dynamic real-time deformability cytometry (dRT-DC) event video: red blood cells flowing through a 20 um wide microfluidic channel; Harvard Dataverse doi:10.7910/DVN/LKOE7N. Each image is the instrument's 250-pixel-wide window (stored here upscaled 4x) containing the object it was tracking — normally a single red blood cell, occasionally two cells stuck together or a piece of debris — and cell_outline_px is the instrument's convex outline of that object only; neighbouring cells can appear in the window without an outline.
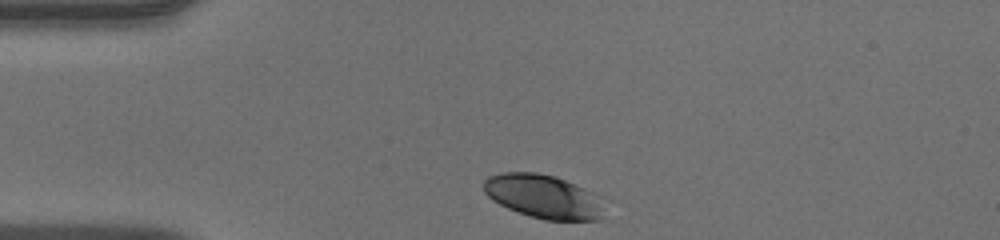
{"species": "human", "species_latin": "Homo sapiens", "temperature_condition": "warm", "stored_images_in_passage": 30, "camera_frame_rate_fps": 3000, "um_per_image_px": 0.085, "donor": {"sex": "male"}, "frame": {"image": 1, "passage_image": 1, "time_ms": 0.0, "image_size_px": [1000, 240], "cell_outline_px": [[604, 220], [544, 220], [508, 208], [492, 200], [484, 192], [484, 180], [488, 176], [504, 172], [536, 172], [552, 176], [564, 180], [604, 196]], "centroid_in_image_um": [46.27, 16.71], "position_along_channel_um": 38.7, "area_um2": 31.04}}
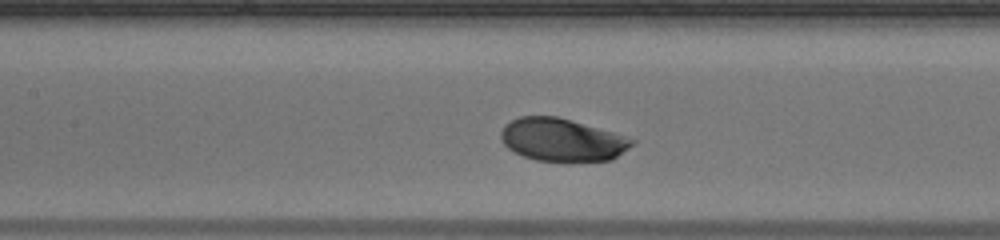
{"frame": {"image": 2, "passage_image": 12, "time_ms": 3.667, "image_size_px": [1000, 240], "cell_outline_px": [[636, 140], [628, 148], [612, 160], [536, 160], [524, 156], [508, 148], [500, 140], [500, 132], [504, 124], [520, 116], [556, 116], [612, 132]], "centroid_in_image_um": [47.72, 11.87], "position_along_channel_um": 159.7, "area_um2": 32.08}}
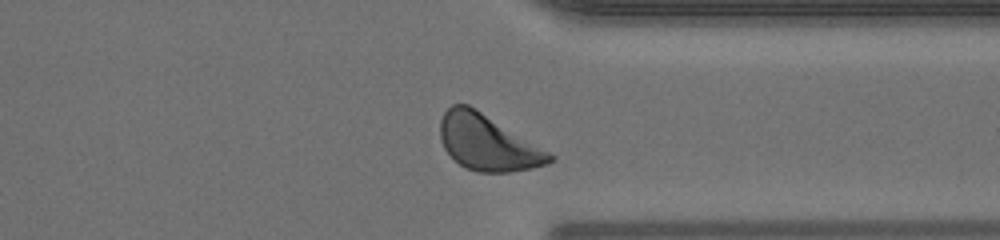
{"frame": {"image": 3, "passage_image": 27, "time_ms": 8.667, "image_size_px": [1000, 240], "cell_outline_px": [[556, 160], [548, 164], [532, 168], [508, 172], [476, 172], [464, 168], [444, 148], [440, 140], [440, 120], [444, 112], [452, 104], [468, 104], [556, 156]], "centroid_in_image_um": [41.44, 12.14], "position_along_channel_um": 370.0, "area_um2": 35.26}}